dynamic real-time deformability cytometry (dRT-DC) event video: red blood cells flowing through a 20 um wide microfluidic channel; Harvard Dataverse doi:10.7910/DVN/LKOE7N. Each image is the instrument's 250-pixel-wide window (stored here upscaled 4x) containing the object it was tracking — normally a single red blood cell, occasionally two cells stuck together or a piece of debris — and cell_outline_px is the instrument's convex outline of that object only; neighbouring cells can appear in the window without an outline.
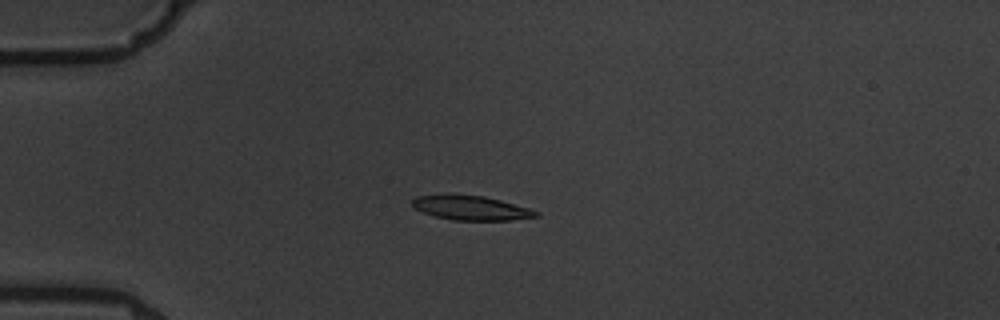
{"species": "common noctule bat (a hibernating species)", "species_latin": "Nyctalus noctula", "temperature_condition": "warm", "stored_images_in_passage": 6, "camera_frame_rate_fps": 3000, "um_per_image_px": 0.085, "animal": {"sex": "male", "body_mass_g": 19.5, "forearm_length_mm": 54.6}, "frame": {"image": 1, "passage_image": 3, "time_ms": 2.333, "image_size_px": [1000, 320], "cell_outline_px": [[540, 216], [512, 220], [452, 220], [436, 216], [412, 208], [412, 200], [416, 196], [484, 196], [500, 200], [528, 208], [540, 212]], "centroid_in_image_um": [40.08, 17.7], "position_along_channel_um": 44.9, "area_um2": 17.05}}
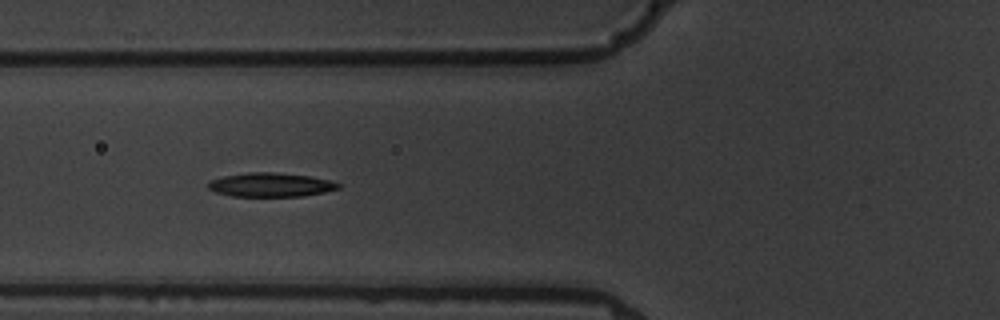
{"frame": {"image": 2, "passage_image": 5, "time_ms": 4.667, "image_size_px": [1000, 320], "cell_outline_px": [[340, 188], [324, 192], [304, 196], [232, 196], [216, 192], [208, 188], [208, 184], [212, 180], [224, 176], [248, 172], [272, 172], [308, 176], [332, 180], [340, 184]], "centroid_in_image_um": [23.04, 15.71], "position_along_channel_um": 102.8, "area_um2": 18.03}}
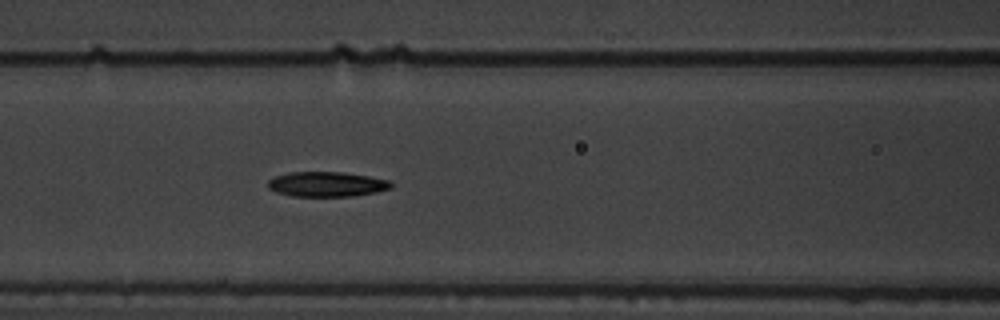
{"frame": {"image": 3, "passage_image": 6, "time_ms": 5.667, "image_size_px": [1000, 320], "cell_outline_px": [[392, 188], [376, 192], [352, 196], [292, 196], [276, 192], [268, 188], [268, 180], [276, 176], [288, 172], [340, 172], [368, 176], [392, 180]], "centroid_in_image_um": [27.79, 15.65], "position_along_channel_um": 138.8, "area_um2": 17.92}}